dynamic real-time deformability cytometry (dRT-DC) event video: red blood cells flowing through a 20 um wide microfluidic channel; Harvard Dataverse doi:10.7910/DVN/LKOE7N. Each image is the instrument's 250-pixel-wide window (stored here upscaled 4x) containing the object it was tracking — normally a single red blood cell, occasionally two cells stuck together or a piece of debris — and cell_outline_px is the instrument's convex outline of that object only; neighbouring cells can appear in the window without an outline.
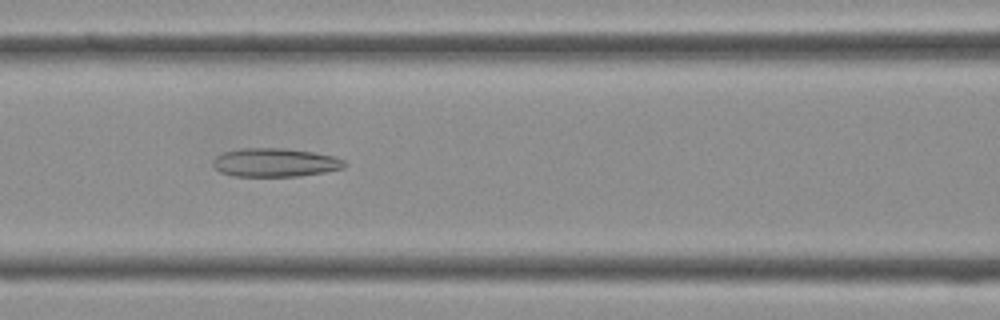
{"species": "Egyptian fruit bat (a non-hibernating species)", "species_latin": "Rousettus aegyptiacus", "temperature_condition": "cold", "stored_images_in_passage": 40, "camera_frame_rate_fps": 3000, "um_per_image_px": 0.085, "frame": {"image": 1, "passage_image": 17, "time_ms": 5.333, "image_size_px": [1000, 320], "cell_outline_px": [[348, 164], [344, 168], [324, 172], [300, 176], [232, 176], [220, 172], [212, 164], [212, 160], [216, 156], [224, 152], [240, 148], [284, 148], [312, 152], [336, 156], [344, 160]], "centroid_in_image_um": [23.39, 13.81], "position_along_channel_um": 143.2, "area_um2": 22.08}}
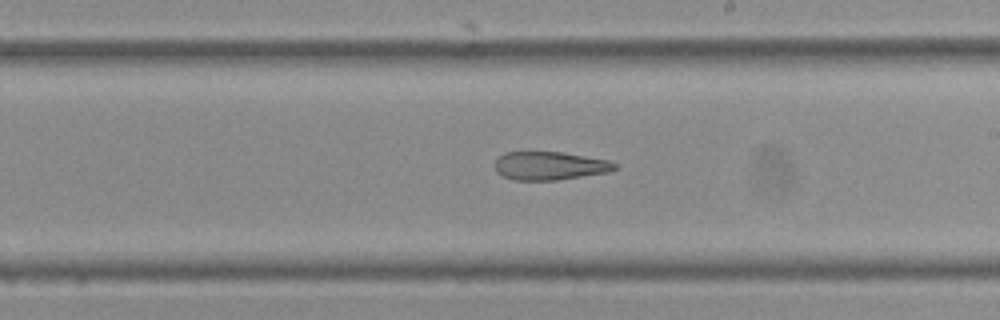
{"frame": {"image": 2, "passage_image": 23, "time_ms": 7.333, "image_size_px": [1000, 320], "cell_outline_px": [[616, 168], [608, 172], [556, 180], [512, 180], [496, 172], [492, 164], [504, 152], [564, 152], [608, 160], [616, 164]], "centroid_in_image_um": [46.67, 14.09], "position_along_channel_um": 242.3, "area_um2": 19.83}}
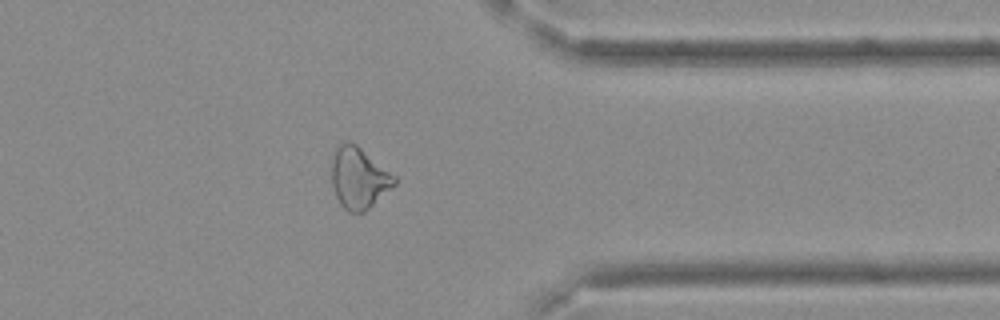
{"frame": {"image": 3, "passage_image": 32, "time_ms": 10.333, "image_size_px": [1000, 320], "cell_outline_px": [[396, 184], [364, 212], [348, 212], [340, 204], [336, 196], [332, 184], [332, 152], [340, 144], [348, 140], [356, 144], [396, 176]], "centroid_in_image_um": [30.49, 15.11], "position_along_channel_um": 380.9, "area_um2": 22.37}}